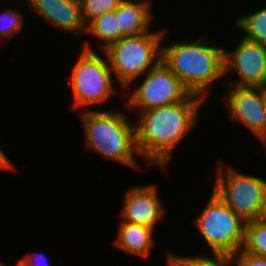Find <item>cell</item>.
<instances>
[{"label":"cell","mask_w":266,"mask_h":266,"mask_svg":"<svg viewBox=\"0 0 266 266\" xmlns=\"http://www.w3.org/2000/svg\"><path fill=\"white\" fill-rule=\"evenodd\" d=\"M205 101L190 94L184 101L142 112L136 116V144L145 165L166 172L175 150L198 128L200 110Z\"/></svg>","instance_id":"obj_1"},{"label":"cell","mask_w":266,"mask_h":266,"mask_svg":"<svg viewBox=\"0 0 266 266\" xmlns=\"http://www.w3.org/2000/svg\"><path fill=\"white\" fill-rule=\"evenodd\" d=\"M167 30L162 41L161 61L182 82L191 93L202 97L205 101L217 81L224 80V51L225 46L210 44L208 37L199 36L197 39L186 41H171L164 44ZM184 40V42H183ZM165 45V46H164Z\"/></svg>","instance_id":"obj_2"},{"label":"cell","mask_w":266,"mask_h":266,"mask_svg":"<svg viewBox=\"0 0 266 266\" xmlns=\"http://www.w3.org/2000/svg\"><path fill=\"white\" fill-rule=\"evenodd\" d=\"M78 113L86 150L109 162L141 170L135 123L125 111L90 109Z\"/></svg>","instance_id":"obj_3"},{"label":"cell","mask_w":266,"mask_h":266,"mask_svg":"<svg viewBox=\"0 0 266 266\" xmlns=\"http://www.w3.org/2000/svg\"><path fill=\"white\" fill-rule=\"evenodd\" d=\"M164 32L165 27L163 30L124 37L103 50L123 92L161 62Z\"/></svg>","instance_id":"obj_4"},{"label":"cell","mask_w":266,"mask_h":266,"mask_svg":"<svg viewBox=\"0 0 266 266\" xmlns=\"http://www.w3.org/2000/svg\"><path fill=\"white\" fill-rule=\"evenodd\" d=\"M78 56L74 66L71 67L70 76L67 77L74 96L72 109L80 108L82 111L94 109L91 105L104 104L117 94L116 91L122 92L121 89L114 87L113 83L117 81L103 51L81 48Z\"/></svg>","instance_id":"obj_5"},{"label":"cell","mask_w":266,"mask_h":266,"mask_svg":"<svg viewBox=\"0 0 266 266\" xmlns=\"http://www.w3.org/2000/svg\"><path fill=\"white\" fill-rule=\"evenodd\" d=\"M207 201L192 225L210 247L211 253L231 258L243 247L246 221L230 209L213 190Z\"/></svg>","instance_id":"obj_6"},{"label":"cell","mask_w":266,"mask_h":266,"mask_svg":"<svg viewBox=\"0 0 266 266\" xmlns=\"http://www.w3.org/2000/svg\"><path fill=\"white\" fill-rule=\"evenodd\" d=\"M216 164L212 190L246 222L259 219L266 197V180L242 173L229 163L224 164L223 159Z\"/></svg>","instance_id":"obj_7"},{"label":"cell","mask_w":266,"mask_h":266,"mask_svg":"<svg viewBox=\"0 0 266 266\" xmlns=\"http://www.w3.org/2000/svg\"><path fill=\"white\" fill-rule=\"evenodd\" d=\"M139 79V86L131 84L124 91V94L131 91L126 92L128 99L123 105L124 108H129L128 111L135 110L133 113L179 103L191 94L162 61L134 82Z\"/></svg>","instance_id":"obj_8"},{"label":"cell","mask_w":266,"mask_h":266,"mask_svg":"<svg viewBox=\"0 0 266 266\" xmlns=\"http://www.w3.org/2000/svg\"><path fill=\"white\" fill-rule=\"evenodd\" d=\"M221 96L228 119L249 130L266 153L265 87L226 86Z\"/></svg>","instance_id":"obj_9"},{"label":"cell","mask_w":266,"mask_h":266,"mask_svg":"<svg viewBox=\"0 0 266 266\" xmlns=\"http://www.w3.org/2000/svg\"><path fill=\"white\" fill-rule=\"evenodd\" d=\"M235 49L224 51L225 76H238L228 86L266 87V45L249 41L243 36ZM229 50V51H228Z\"/></svg>","instance_id":"obj_10"},{"label":"cell","mask_w":266,"mask_h":266,"mask_svg":"<svg viewBox=\"0 0 266 266\" xmlns=\"http://www.w3.org/2000/svg\"><path fill=\"white\" fill-rule=\"evenodd\" d=\"M122 209L119 213L121 221L157 229V224L163 221L167 214L162 203L158 185H135L124 192Z\"/></svg>","instance_id":"obj_11"},{"label":"cell","mask_w":266,"mask_h":266,"mask_svg":"<svg viewBox=\"0 0 266 266\" xmlns=\"http://www.w3.org/2000/svg\"><path fill=\"white\" fill-rule=\"evenodd\" d=\"M27 10L60 31L79 38L86 33L80 0H24Z\"/></svg>","instance_id":"obj_12"},{"label":"cell","mask_w":266,"mask_h":266,"mask_svg":"<svg viewBox=\"0 0 266 266\" xmlns=\"http://www.w3.org/2000/svg\"><path fill=\"white\" fill-rule=\"evenodd\" d=\"M152 0H123L116 9L121 39L152 31L154 10Z\"/></svg>","instance_id":"obj_13"},{"label":"cell","mask_w":266,"mask_h":266,"mask_svg":"<svg viewBox=\"0 0 266 266\" xmlns=\"http://www.w3.org/2000/svg\"><path fill=\"white\" fill-rule=\"evenodd\" d=\"M113 244L128 255L148 258L156 244L155 229L145 225L119 221Z\"/></svg>","instance_id":"obj_14"},{"label":"cell","mask_w":266,"mask_h":266,"mask_svg":"<svg viewBox=\"0 0 266 266\" xmlns=\"http://www.w3.org/2000/svg\"><path fill=\"white\" fill-rule=\"evenodd\" d=\"M91 35L98 40L95 49L91 46L89 40L84 41L83 49L96 51L105 50L109 45L121 39V29L119 18L117 17L116 10L105 13L93 19L88 25L85 35ZM100 41V43H99Z\"/></svg>","instance_id":"obj_15"},{"label":"cell","mask_w":266,"mask_h":266,"mask_svg":"<svg viewBox=\"0 0 266 266\" xmlns=\"http://www.w3.org/2000/svg\"><path fill=\"white\" fill-rule=\"evenodd\" d=\"M247 14L234 19L233 24L243 31L245 39L266 45V6Z\"/></svg>","instance_id":"obj_16"},{"label":"cell","mask_w":266,"mask_h":266,"mask_svg":"<svg viewBox=\"0 0 266 266\" xmlns=\"http://www.w3.org/2000/svg\"><path fill=\"white\" fill-rule=\"evenodd\" d=\"M198 253L189 256H180L176 253L167 251L166 266H231V258L222 254Z\"/></svg>","instance_id":"obj_17"},{"label":"cell","mask_w":266,"mask_h":266,"mask_svg":"<svg viewBox=\"0 0 266 266\" xmlns=\"http://www.w3.org/2000/svg\"><path fill=\"white\" fill-rule=\"evenodd\" d=\"M242 250L257 256L266 257V223L260 219L245 223Z\"/></svg>","instance_id":"obj_18"},{"label":"cell","mask_w":266,"mask_h":266,"mask_svg":"<svg viewBox=\"0 0 266 266\" xmlns=\"http://www.w3.org/2000/svg\"><path fill=\"white\" fill-rule=\"evenodd\" d=\"M24 19V14L19 11V6L16 9L9 7L0 11V44L21 33L25 26Z\"/></svg>","instance_id":"obj_19"},{"label":"cell","mask_w":266,"mask_h":266,"mask_svg":"<svg viewBox=\"0 0 266 266\" xmlns=\"http://www.w3.org/2000/svg\"><path fill=\"white\" fill-rule=\"evenodd\" d=\"M123 0H80L82 17L86 25L98 16L116 10Z\"/></svg>","instance_id":"obj_20"},{"label":"cell","mask_w":266,"mask_h":266,"mask_svg":"<svg viewBox=\"0 0 266 266\" xmlns=\"http://www.w3.org/2000/svg\"><path fill=\"white\" fill-rule=\"evenodd\" d=\"M231 266H266V257L244 252L241 249L231 257Z\"/></svg>","instance_id":"obj_21"},{"label":"cell","mask_w":266,"mask_h":266,"mask_svg":"<svg viewBox=\"0 0 266 266\" xmlns=\"http://www.w3.org/2000/svg\"><path fill=\"white\" fill-rule=\"evenodd\" d=\"M16 266H48V258L45 257L42 253L38 252H29L25 253L23 257L16 262Z\"/></svg>","instance_id":"obj_22"},{"label":"cell","mask_w":266,"mask_h":266,"mask_svg":"<svg viewBox=\"0 0 266 266\" xmlns=\"http://www.w3.org/2000/svg\"><path fill=\"white\" fill-rule=\"evenodd\" d=\"M0 170L2 171H15L16 172V167L15 164L10 160V158H8V155H6L3 151V149H1L0 146Z\"/></svg>","instance_id":"obj_23"},{"label":"cell","mask_w":266,"mask_h":266,"mask_svg":"<svg viewBox=\"0 0 266 266\" xmlns=\"http://www.w3.org/2000/svg\"><path fill=\"white\" fill-rule=\"evenodd\" d=\"M259 219L263 221L264 223H266V197H265V201H264L262 212H261Z\"/></svg>","instance_id":"obj_24"},{"label":"cell","mask_w":266,"mask_h":266,"mask_svg":"<svg viewBox=\"0 0 266 266\" xmlns=\"http://www.w3.org/2000/svg\"><path fill=\"white\" fill-rule=\"evenodd\" d=\"M0 266H7V265L0 260Z\"/></svg>","instance_id":"obj_25"},{"label":"cell","mask_w":266,"mask_h":266,"mask_svg":"<svg viewBox=\"0 0 266 266\" xmlns=\"http://www.w3.org/2000/svg\"><path fill=\"white\" fill-rule=\"evenodd\" d=\"M265 106H266V87H265Z\"/></svg>","instance_id":"obj_26"}]
</instances>
